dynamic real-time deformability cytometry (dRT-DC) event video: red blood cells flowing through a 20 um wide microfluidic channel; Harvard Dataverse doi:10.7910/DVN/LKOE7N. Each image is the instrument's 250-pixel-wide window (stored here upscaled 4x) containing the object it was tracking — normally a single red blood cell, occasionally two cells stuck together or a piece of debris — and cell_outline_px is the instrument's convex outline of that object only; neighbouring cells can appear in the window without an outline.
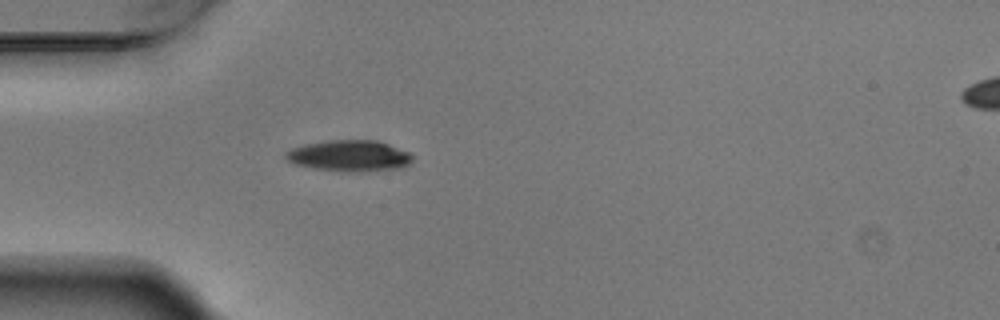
{"species": "Egyptian fruit bat (a non-hibernating species)", "species_latin": "Rousettus aegyptiacus", "temperature_condition": "warm", "stored_images_in_passage": 3, "camera_frame_rate_fps": 3000, "um_per_image_px": 0.085, "animal": {"sex": "male"}, "frame": {"image": 1, "passage_image": 3, "time_ms": 0.667, "image_size_px": [1000, 320], "cell_outline_px": [[412, 164], [404, 168], [344, 172], [312, 168], [292, 164], [284, 156], [284, 152], [292, 148], [304, 144], [328, 140], [376, 140], [388, 144], [408, 152], [412, 156]], "centroid_in_image_um": [29.67, 13.24], "position_along_channel_um": 55.3, "area_um2": 23.18}}